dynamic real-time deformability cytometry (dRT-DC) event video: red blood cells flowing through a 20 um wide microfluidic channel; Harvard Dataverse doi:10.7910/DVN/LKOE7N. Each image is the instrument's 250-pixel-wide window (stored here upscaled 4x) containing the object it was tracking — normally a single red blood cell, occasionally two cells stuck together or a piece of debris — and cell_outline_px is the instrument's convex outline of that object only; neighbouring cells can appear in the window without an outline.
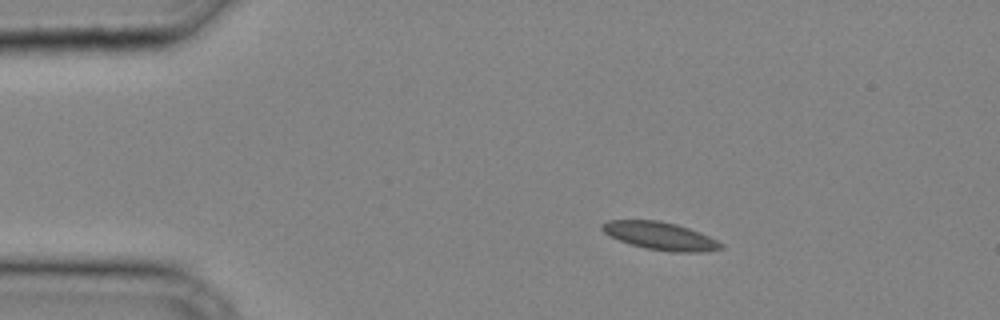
{"species": "common noctule bat (a hibernating species)", "species_latin": "Nyctalus noctula", "temperature_condition": "cold", "stored_images_in_passage": 30, "camera_frame_rate_fps": 3000, "um_per_image_px": 0.085, "animal": {"sex": "male", "body_mass_g": 20.4}, "frame": {"image": 1, "passage_image": 1, "time_ms": 0.0, "image_size_px": [1000, 320], "cell_outline_px": [[724, 248], [700, 252], [672, 252], [644, 248], [620, 240], [604, 232], [600, 228], [600, 224], [608, 220], [660, 220], [676, 224], [700, 232], [724, 244]], "centroid_in_image_um": [56.12, 20.05], "position_along_channel_um": 28.9, "area_um2": 19.19}}
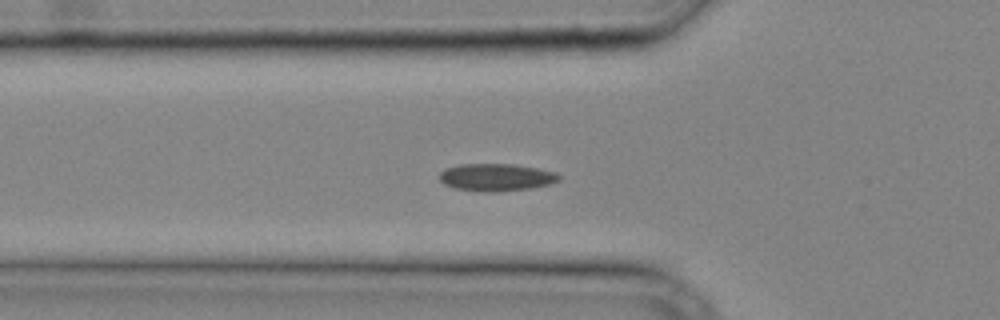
{"frame": {"image": 2, "passage_image": 7, "time_ms": 2.0, "image_size_px": [1000, 320], "cell_outline_px": [[560, 180], [548, 184], [532, 188], [492, 192], [484, 192], [456, 188], [444, 184], [440, 180], [440, 172], [444, 168], [460, 164], [516, 164], [556, 172], [560, 176]], "centroid_in_image_um": [42.17, 15.06], "position_along_channel_um": 83.6, "area_um2": 19.07}}
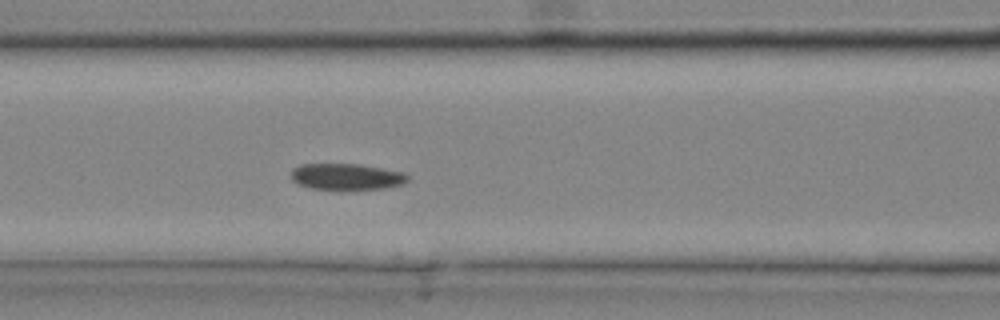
{"frame": {"image": 3, "passage_image": 10, "time_ms": 3.0, "image_size_px": [1000, 320], "cell_outline_px": [[408, 180], [404, 184], [384, 188], [308, 188], [292, 180], [292, 168], [300, 164], [360, 164], [384, 168], [404, 172], [408, 176]], "centroid_in_image_um": [29.47, 14.99], "position_along_channel_um": 137.1, "area_um2": 17.57}}